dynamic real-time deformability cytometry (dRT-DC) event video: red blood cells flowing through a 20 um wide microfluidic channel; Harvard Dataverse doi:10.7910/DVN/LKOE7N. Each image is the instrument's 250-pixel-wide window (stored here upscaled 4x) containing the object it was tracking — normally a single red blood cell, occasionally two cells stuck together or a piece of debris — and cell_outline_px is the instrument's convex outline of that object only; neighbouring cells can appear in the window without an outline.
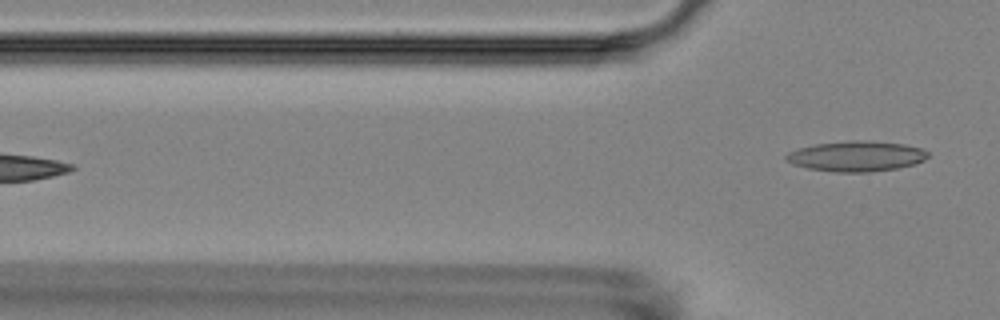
{"species": "Egyptian fruit bat (a non-hibernating species)", "species_latin": "Rousettus aegyptiacus", "temperature_condition": "room temperature", "stored_images_in_passage": 6, "camera_frame_rate_fps": 3000, "um_per_image_px": 0.085, "animal": {"sex": "female"}, "frame": {"image": 1, "passage_image": 6, "time_ms": 6.333, "image_size_px": [1000, 320], "cell_outline_px": [[928, 156], [924, 160], [912, 164], [896, 168], [868, 172], [836, 172], [808, 168], [792, 164], [784, 160], [784, 156], [788, 152], [800, 148], [816, 144], [852, 140], [864, 140], [904, 144], [920, 148], [928, 152]], "centroid_in_image_um": [72.75, 13.27], "position_along_channel_um": 53.0, "area_um2": 24.91}}